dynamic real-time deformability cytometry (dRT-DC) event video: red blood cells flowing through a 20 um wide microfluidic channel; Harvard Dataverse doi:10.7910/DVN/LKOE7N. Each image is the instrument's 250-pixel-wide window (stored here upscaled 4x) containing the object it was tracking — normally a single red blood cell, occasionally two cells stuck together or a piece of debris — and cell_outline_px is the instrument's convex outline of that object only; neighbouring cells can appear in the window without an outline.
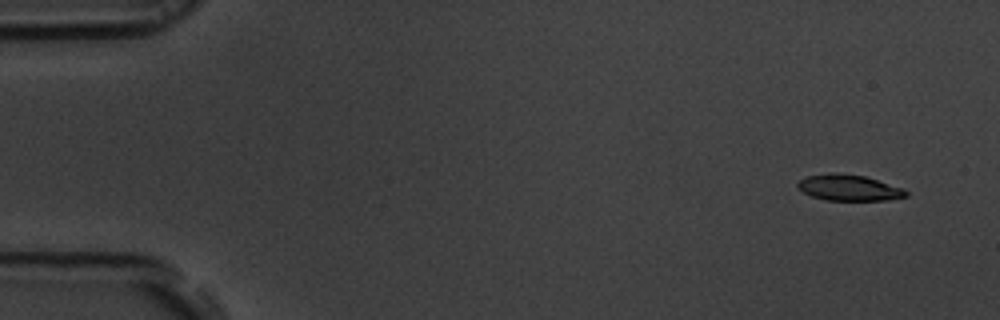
{"species": "common noctule bat (a hibernating species)", "species_latin": "Nyctalus noctula", "temperature_condition": "room temperature", "stored_images_in_passage": 53, "camera_frame_rate_fps": 3000, "um_per_image_px": 0.085, "animal": {"sex": "male", "body_mass_g": 19.5, "forearm_length_mm": 54.6}, "frame": {"image": 1, "passage_image": 1, "time_ms": 0.0, "image_size_px": [1000, 320], "cell_outline_px": [[908, 196], [888, 200], [828, 200], [812, 196], [796, 188], [796, 184], [800, 180], [808, 176], [832, 172], [864, 176], [900, 188], [908, 192]], "centroid_in_image_um": [72.11, 15.96], "position_along_channel_um": 12.9, "area_um2": 16.13}}
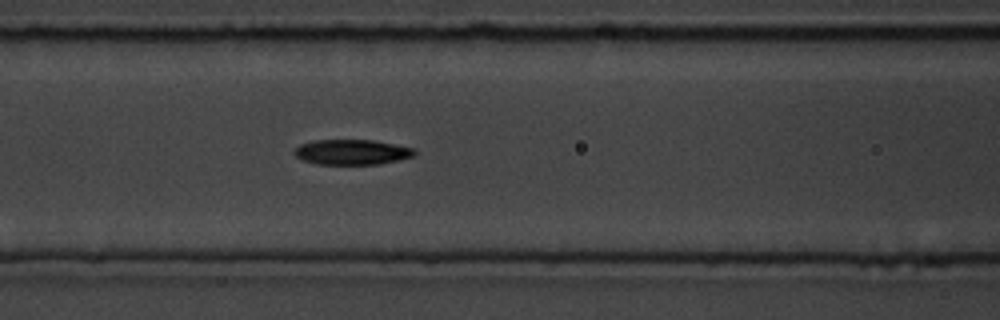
{"frame": {"image": 2, "passage_image": 21, "time_ms": 6.667, "image_size_px": [1000, 320], "cell_outline_px": [[416, 152], [412, 156], [400, 160], [380, 164], [316, 164], [304, 160], [296, 156], [292, 152], [300, 144], [312, 140], [372, 140], [416, 148]], "centroid_in_image_um": [29.92, 12.92], "position_along_channel_um": 136.7, "area_um2": 17.69}}
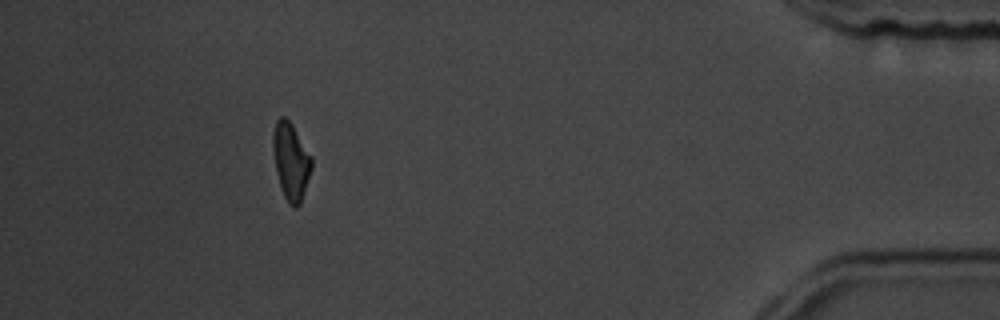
{"frame": {"image": 3, "passage_image": 48, "time_ms": 15.667, "image_size_px": [1000, 320], "cell_outline_px": [[312, 168], [300, 204], [296, 208], [292, 208], [288, 204], [284, 196], [276, 172], [272, 148], [272, 136], [276, 120], [280, 116], [284, 116], [292, 124], [312, 156]], "centroid_in_image_um": [24.72, 13.7], "position_along_channel_um": 410.5, "area_um2": 17.46}, "authors_computed_cell_mechanics": {"area_um2": 17.629, "velocity_mm_per_s": 3.6934, "shape_relaxation_time_tau1_ms": 3.4279, "shape_relaxation_time_tau2_ms": 6.194, "deformation_change_tau1": 0.1393, "deformation_change_tau2": 0.1323}}